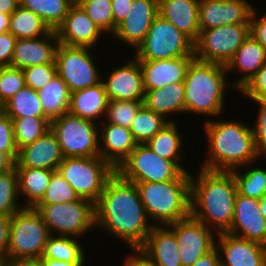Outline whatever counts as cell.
<instances>
[{
	"instance_id": "6da1fadb",
	"label": "cell",
	"mask_w": 266,
	"mask_h": 266,
	"mask_svg": "<svg viewBox=\"0 0 266 266\" xmlns=\"http://www.w3.org/2000/svg\"><path fill=\"white\" fill-rule=\"evenodd\" d=\"M95 230L99 228L130 249L140 248L154 226L150 223L136 183L115 172L94 204ZM126 243V244H125Z\"/></svg>"
},
{
	"instance_id": "7a4b0ae2",
	"label": "cell",
	"mask_w": 266,
	"mask_h": 266,
	"mask_svg": "<svg viewBox=\"0 0 266 266\" xmlns=\"http://www.w3.org/2000/svg\"><path fill=\"white\" fill-rule=\"evenodd\" d=\"M198 171L196 175L190 173V215L216 234L226 232L233 221L238 193L233 173L203 168Z\"/></svg>"
},
{
	"instance_id": "3957f363",
	"label": "cell",
	"mask_w": 266,
	"mask_h": 266,
	"mask_svg": "<svg viewBox=\"0 0 266 266\" xmlns=\"http://www.w3.org/2000/svg\"><path fill=\"white\" fill-rule=\"evenodd\" d=\"M207 138L206 157L201 168L231 171L261 159L256 151L252 126L239 120L203 121Z\"/></svg>"
},
{
	"instance_id": "277c9868",
	"label": "cell",
	"mask_w": 266,
	"mask_h": 266,
	"mask_svg": "<svg viewBox=\"0 0 266 266\" xmlns=\"http://www.w3.org/2000/svg\"><path fill=\"white\" fill-rule=\"evenodd\" d=\"M227 74L225 65L202 62L194 58L188 65L183 81L185 113L220 118V114L226 110V90L230 87L234 89L227 79Z\"/></svg>"
},
{
	"instance_id": "5b68a950",
	"label": "cell",
	"mask_w": 266,
	"mask_h": 266,
	"mask_svg": "<svg viewBox=\"0 0 266 266\" xmlns=\"http://www.w3.org/2000/svg\"><path fill=\"white\" fill-rule=\"evenodd\" d=\"M141 202L154 226H165L190 216V180L136 183Z\"/></svg>"
},
{
	"instance_id": "8992f818",
	"label": "cell",
	"mask_w": 266,
	"mask_h": 266,
	"mask_svg": "<svg viewBox=\"0 0 266 266\" xmlns=\"http://www.w3.org/2000/svg\"><path fill=\"white\" fill-rule=\"evenodd\" d=\"M50 236L48 227L33 207H24L10 217V261L38 260Z\"/></svg>"
},
{
	"instance_id": "52a82bcc",
	"label": "cell",
	"mask_w": 266,
	"mask_h": 266,
	"mask_svg": "<svg viewBox=\"0 0 266 266\" xmlns=\"http://www.w3.org/2000/svg\"><path fill=\"white\" fill-rule=\"evenodd\" d=\"M33 208L44 220L50 235L83 238L95 229L94 204L90 200L36 204Z\"/></svg>"
},
{
	"instance_id": "ba28073f",
	"label": "cell",
	"mask_w": 266,
	"mask_h": 266,
	"mask_svg": "<svg viewBox=\"0 0 266 266\" xmlns=\"http://www.w3.org/2000/svg\"><path fill=\"white\" fill-rule=\"evenodd\" d=\"M80 198L95 204L116 170L101 156L64 157L57 168Z\"/></svg>"
},
{
	"instance_id": "9c48e42d",
	"label": "cell",
	"mask_w": 266,
	"mask_h": 266,
	"mask_svg": "<svg viewBox=\"0 0 266 266\" xmlns=\"http://www.w3.org/2000/svg\"><path fill=\"white\" fill-rule=\"evenodd\" d=\"M116 172L132 183L190 180V172H184L174 161L160 157L147 144H137Z\"/></svg>"
},
{
	"instance_id": "30bf717a",
	"label": "cell",
	"mask_w": 266,
	"mask_h": 266,
	"mask_svg": "<svg viewBox=\"0 0 266 266\" xmlns=\"http://www.w3.org/2000/svg\"><path fill=\"white\" fill-rule=\"evenodd\" d=\"M138 60H165L194 56V43L172 23L157 15L146 38L135 50Z\"/></svg>"
},
{
	"instance_id": "8fae6325",
	"label": "cell",
	"mask_w": 266,
	"mask_h": 266,
	"mask_svg": "<svg viewBox=\"0 0 266 266\" xmlns=\"http://www.w3.org/2000/svg\"><path fill=\"white\" fill-rule=\"evenodd\" d=\"M64 157H93L99 154V123L69 112L50 121Z\"/></svg>"
},
{
	"instance_id": "7c38bea8",
	"label": "cell",
	"mask_w": 266,
	"mask_h": 266,
	"mask_svg": "<svg viewBox=\"0 0 266 266\" xmlns=\"http://www.w3.org/2000/svg\"><path fill=\"white\" fill-rule=\"evenodd\" d=\"M250 35V24H232L200 31L194 57L202 62L227 65Z\"/></svg>"
},
{
	"instance_id": "4fadbf2b",
	"label": "cell",
	"mask_w": 266,
	"mask_h": 266,
	"mask_svg": "<svg viewBox=\"0 0 266 266\" xmlns=\"http://www.w3.org/2000/svg\"><path fill=\"white\" fill-rule=\"evenodd\" d=\"M92 48L58 44L55 53L57 75L75 92L101 83L102 71L94 60ZM94 60V61H93ZM96 62V63H95Z\"/></svg>"
},
{
	"instance_id": "5bb4252c",
	"label": "cell",
	"mask_w": 266,
	"mask_h": 266,
	"mask_svg": "<svg viewBox=\"0 0 266 266\" xmlns=\"http://www.w3.org/2000/svg\"><path fill=\"white\" fill-rule=\"evenodd\" d=\"M167 226L175 234L182 266L193 265L216 247V232L191 215Z\"/></svg>"
},
{
	"instance_id": "9a60e30c",
	"label": "cell",
	"mask_w": 266,
	"mask_h": 266,
	"mask_svg": "<svg viewBox=\"0 0 266 266\" xmlns=\"http://www.w3.org/2000/svg\"><path fill=\"white\" fill-rule=\"evenodd\" d=\"M109 71L108 76L105 74L103 79L102 75L101 80L108 100L144 101L145 91L138 59L134 56L130 60L127 58L123 64Z\"/></svg>"
},
{
	"instance_id": "2e32d148",
	"label": "cell",
	"mask_w": 266,
	"mask_h": 266,
	"mask_svg": "<svg viewBox=\"0 0 266 266\" xmlns=\"http://www.w3.org/2000/svg\"><path fill=\"white\" fill-rule=\"evenodd\" d=\"M60 44L71 47H88L93 51L104 33L87 15L84 9L74 3L63 22L55 30Z\"/></svg>"
},
{
	"instance_id": "e0dca14e",
	"label": "cell",
	"mask_w": 266,
	"mask_h": 266,
	"mask_svg": "<svg viewBox=\"0 0 266 266\" xmlns=\"http://www.w3.org/2000/svg\"><path fill=\"white\" fill-rule=\"evenodd\" d=\"M248 0H200L199 29L249 23L253 5Z\"/></svg>"
},
{
	"instance_id": "ac0fdd59",
	"label": "cell",
	"mask_w": 266,
	"mask_h": 266,
	"mask_svg": "<svg viewBox=\"0 0 266 266\" xmlns=\"http://www.w3.org/2000/svg\"><path fill=\"white\" fill-rule=\"evenodd\" d=\"M158 15V0H134L126 18L111 36L135 51L146 38L148 30Z\"/></svg>"
},
{
	"instance_id": "d6986e66",
	"label": "cell",
	"mask_w": 266,
	"mask_h": 266,
	"mask_svg": "<svg viewBox=\"0 0 266 266\" xmlns=\"http://www.w3.org/2000/svg\"><path fill=\"white\" fill-rule=\"evenodd\" d=\"M226 232L266 246V218L259 209V200L237 193L233 221Z\"/></svg>"
},
{
	"instance_id": "ffe728a7",
	"label": "cell",
	"mask_w": 266,
	"mask_h": 266,
	"mask_svg": "<svg viewBox=\"0 0 266 266\" xmlns=\"http://www.w3.org/2000/svg\"><path fill=\"white\" fill-rule=\"evenodd\" d=\"M217 237L220 266H266V246L227 232L218 233Z\"/></svg>"
},
{
	"instance_id": "44dd1931",
	"label": "cell",
	"mask_w": 266,
	"mask_h": 266,
	"mask_svg": "<svg viewBox=\"0 0 266 266\" xmlns=\"http://www.w3.org/2000/svg\"><path fill=\"white\" fill-rule=\"evenodd\" d=\"M63 159L61 147L55 134L50 129L31 144L18 150L15 167L57 171Z\"/></svg>"
},
{
	"instance_id": "7402d4cb",
	"label": "cell",
	"mask_w": 266,
	"mask_h": 266,
	"mask_svg": "<svg viewBox=\"0 0 266 266\" xmlns=\"http://www.w3.org/2000/svg\"><path fill=\"white\" fill-rule=\"evenodd\" d=\"M194 56H182L165 60H139L144 91L183 82Z\"/></svg>"
},
{
	"instance_id": "603a6c76",
	"label": "cell",
	"mask_w": 266,
	"mask_h": 266,
	"mask_svg": "<svg viewBox=\"0 0 266 266\" xmlns=\"http://www.w3.org/2000/svg\"><path fill=\"white\" fill-rule=\"evenodd\" d=\"M137 144L130 129L105 121L99 122V154L115 170Z\"/></svg>"
},
{
	"instance_id": "cb8c5ba5",
	"label": "cell",
	"mask_w": 266,
	"mask_h": 266,
	"mask_svg": "<svg viewBox=\"0 0 266 266\" xmlns=\"http://www.w3.org/2000/svg\"><path fill=\"white\" fill-rule=\"evenodd\" d=\"M58 44L55 30L34 39H17L11 66L24 69L35 65L55 63Z\"/></svg>"
},
{
	"instance_id": "d4e9b609",
	"label": "cell",
	"mask_w": 266,
	"mask_h": 266,
	"mask_svg": "<svg viewBox=\"0 0 266 266\" xmlns=\"http://www.w3.org/2000/svg\"><path fill=\"white\" fill-rule=\"evenodd\" d=\"M200 0H158V14L172 23L193 43L200 35L199 29Z\"/></svg>"
},
{
	"instance_id": "484cf974",
	"label": "cell",
	"mask_w": 266,
	"mask_h": 266,
	"mask_svg": "<svg viewBox=\"0 0 266 266\" xmlns=\"http://www.w3.org/2000/svg\"><path fill=\"white\" fill-rule=\"evenodd\" d=\"M156 266H182L174 232L167 226H153L140 247Z\"/></svg>"
},
{
	"instance_id": "4316f807",
	"label": "cell",
	"mask_w": 266,
	"mask_h": 266,
	"mask_svg": "<svg viewBox=\"0 0 266 266\" xmlns=\"http://www.w3.org/2000/svg\"><path fill=\"white\" fill-rule=\"evenodd\" d=\"M266 62V49L251 35L238 48L233 58L227 63V73H242V76L231 82L237 91L251 79Z\"/></svg>"
},
{
	"instance_id": "83f0119b",
	"label": "cell",
	"mask_w": 266,
	"mask_h": 266,
	"mask_svg": "<svg viewBox=\"0 0 266 266\" xmlns=\"http://www.w3.org/2000/svg\"><path fill=\"white\" fill-rule=\"evenodd\" d=\"M108 98L103 83L71 92L68 112L96 123L105 117Z\"/></svg>"
},
{
	"instance_id": "f1b7e54d",
	"label": "cell",
	"mask_w": 266,
	"mask_h": 266,
	"mask_svg": "<svg viewBox=\"0 0 266 266\" xmlns=\"http://www.w3.org/2000/svg\"><path fill=\"white\" fill-rule=\"evenodd\" d=\"M185 85L184 82L168 84L165 87L145 92L144 105L156 114L174 122V114H185ZM170 115L171 118H170Z\"/></svg>"
},
{
	"instance_id": "f546056e",
	"label": "cell",
	"mask_w": 266,
	"mask_h": 266,
	"mask_svg": "<svg viewBox=\"0 0 266 266\" xmlns=\"http://www.w3.org/2000/svg\"><path fill=\"white\" fill-rule=\"evenodd\" d=\"M18 177V193L24 207H34L48 188L52 174L50 169L15 167Z\"/></svg>"
},
{
	"instance_id": "4dcf8cb0",
	"label": "cell",
	"mask_w": 266,
	"mask_h": 266,
	"mask_svg": "<svg viewBox=\"0 0 266 266\" xmlns=\"http://www.w3.org/2000/svg\"><path fill=\"white\" fill-rule=\"evenodd\" d=\"M178 124L176 121L169 122L145 144L160 157L174 161L184 172H189L185 164L184 167L180 164L183 161L185 144L182 139L184 133H180Z\"/></svg>"
},
{
	"instance_id": "1f68e13d",
	"label": "cell",
	"mask_w": 266,
	"mask_h": 266,
	"mask_svg": "<svg viewBox=\"0 0 266 266\" xmlns=\"http://www.w3.org/2000/svg\"><path fill=\"white\" fill-rule=\"evenodd\" d=\"M71 92L59 75L38 91L45 116L51 121L68 113Z\"/></svg>"
},
{
	"instance_id": "d6a6232c",
	"label": "cell",
	"mask_w": 266,
	"mask_h": 266,
	"mask_svg": "<svg viewBox=\"0 0 266 266\" xmlns=\"http://www.w3.org/2000/svg\"><path fill=\"white\" fill-rule=\"evenodd\" d=\"M51 29L31 10L18 5L10 15L9 30L17 39H34L48 34Z\"/></svg>"
},
{
	"instance_id": "836d02e7",
	"label": "cell",
	"mask_w": 266,
	"mask_h": 266,
	"mask_svg": "<svg viewBox=\"0 0 266 266\" xmlns=\"http://www.w3.org/2000/svg\"><path fill=\"white\" fill-rule=\"evenodd\" d=\"M81 238L50 235L41 258H52L71 263H87ZM84 249V250H83ZM86 261V262H85Z\"/></svg>"
},
{
	"instance_id": "e575fe53",
	"label": "cell",
	"mask_w": 266,
	"mask_h": 266,
	"mask_svg": "<svg viewBox=\"0 0 266 266\" xmlns=\"http://www.w3.org/2000/svg\"><path fill=\"white\" fill-rule=\"evenodd\" d=\"M1 109L11 118L21 117H46L38 91L24 86L12 98H10Z\"/></svg>"
},
{
	"instance_id": "d590c367",
	"label": "cell",
	"mask_w": 266,
	"mask_h": 266,
	"mask_svg": "<svg viewBox=\"0 0 266 266\" xmlns=\"http://www.w3.org/2000/svg\"><path fill=\"white\" fill-rule=\"evenodd\" d=\"M73 4L72 0H19V5L39 16L51 30L63 22Z\"/></svg>"
},
{
	"instance_id": "8d00e7d4",
	"label": "cell",
	"mask_w": 266,
	"mask_h": 266,
	"mask_svg": "<svg viewBox=\"0 0 266 266\" xmlns=\"http://www.w3.org/2000/svg\"><path fill=\"white\" fill-rule=\"evenodd\" d=\"M251 165V163L246 165L247 168L242 166L245 171H239L237 168L231 172L235 178L239 194L260 200L266 195V168Z\"/></svg>"
},
{
	"instance_id": "74e56055",
	"label": "cell",
	"mask_w": 266,
	"mask_h": 266,
	"mask_svg": "<svg viewBox=\"0 0 266 266\" xmlns=\"http://www.w3.org/2000/svg\"><path fill=\"white\" fill-rule=\"evenodd\" d=\"M169 121L143 105L130 125V130L138 144H145L153 138Z\"/></svg>"
},
{
	"instance_id": "f35d334b",
	"label": "cell",
	"mask_w": 266,
	"mask_h": 266,
	"mask_svg": "<svg viewBox=\"0 0 266 266\" xmlns=\"http://www.w3.org/2000/svg\"><path fill=\"white\" fill-rule=\"evenodd\" d=\"M13 122L14 141L19 150L50 130V120L47 117H21L11 119Z\"/></svg>"
},
{
	"instance_id": "ab89813d",
	"label": "cell",
	"mask_w": 266,
	"mask_h": 266,
	"mask_svg": "<svg viewBox=\"0 0 266 266\" xmlns=\"http://www.w3.org/2000/svg\"><path fill=\"white\" fill-rule=\"evenodd\" d=\"M21 202L16 169L0 174V215L11 217L24 208Z\"/></svg>"
},
{
	"instance_id": "60d3db41",
	"label": "cell",
	"mask_w": 266,
	"mask_h": 266,
	"mask_svg": "<svg viewBox=\"0 0 266 266\" xmlns=\"http://www.w3.org/2000/svg\"><path fill=\"white\" fill-rule=\"evenodd\" d=\"M143 105L144 101L108 100L103 121L129 129Z\"/></svg>"
},
{
	"instance_id": "b9f144b4",
	"label": "cell",
	"mask_w": 266,
	"mask_h": 266,
	"mask_svg": "<svg viewBox=\"0 0 266 266\" xmlns=\"http://www.w3.org/2000/svg\"><path fill=\"white\" fill-rule=\"evenodd\" d=\"M93 20V22L107 35H113V14L111 0H79L77 2Z\"/></svg>"
},
{
	"instance_id": "7bdbcfd3",
	"label": "cell",
	"mask_w": 266,
	"mask_h": 266,
	"mask_svg": "<svg viewBox=\"0 0 266 266\" xmlns=\"http://www.w3.org/2000/svg\"><path fill=\"white\" fill-rule=\"evenodd\" d=\"M80 197L70 184L55 171L50 179L48 188L42 199L37 204H53L59 202H72L79 200Z\"/></svg>"
},
{
	"instance_id": "ee69618b",
	"label": "cell",
	"mask_w": 266,
	"mask_h": 266,
	"mask_svg": "<svg viewBox=\"0 0 266 266\" xmlns=\"http://www.w3.org/2000/svg\"><path fill=\"white\" fill-rule=\"evenodd\" d=\"M25 86L22 69L0 67V108Z\"/></svg>"
},
{
	"instance_id": "f6af8a7d",
	"label": "cell",
	"mask_w": 266,
	"mask_h": 266,
	"mask_svg": "<svg viewBox=\"0 0 266 266\" xmlns=\"http://www.w3.org/2000/svg\"><path fill=\"white\" fill-rule=\"evenodd\" d=\"M25 79V85L35 91H39L47 86L57 75L55 63L30 66L22 69Z\"/></svg>"
},
{
	"instance_id": "bcb514c9",
	"label": "cell",
	"mask_w": 266,
	"mask_h": 266,
	"mask_svg": "<svg viewBox=\"0 0 266 266\" xmlns=\"http://www.w3.org/2000/svg\"><path fill=\"white\" fill-rule=\"evenodd\" d=\"M256 103L258 107V114L255 118V122L251 123L253 133H254V142L258 156H262L263 159H266V105L260 103L258 100L251 101Z\"/></svg>"
},
{
	"instance_id": "7dc6e473",
	"label": "cell",
	"mask_w": 266,
	"mask_h": 266,
	"mask_svg": "<svg viewBox=\"0 0 266 266\" xmlns=\"http://www.w3.org/2000/svg\"><path fill=\"white\" fill-rule=\"evenodd\" d=\"M0 151L8 153L15 161L18 155L14 141L13 122L0 108Z\"/></svg>"
},
{
	"instance_id": "c3c4849f",
	"label": "cell",
	"mask_w": 266,
	"mask_h": 266,
	"mask_svg": "<svg viewBox=\"0 0 266 266\" xmlns=\"http://www.w3.org/2000/svg\"><path fill=\"white\" fill-rule=\"evenodd\" d=\"M238 92L247 97L249 101L257 100L266 92V62L259 68L256 74L238 90Z\"/></svg>"
},
{
	"instance_id": "681fc988",
	"label": "cell",
	"mask_w": 266,
	"mask_h": 266,
	"mask_svg": "<svg viewBox=\"0 0 266 266\" xmlns=\"http://www.w3.org/2000/svg\"><path fill=\"white\" fill-rule=\"evenodd\" d=\"M249 24L250 35L266 49V13L258 17L257 9L253 7Z\"/></svg>"
},
{
	"instance_id": "f907efd6",
	"label": "cell",
	"mask_w": 266,
	"mask_h": 266,
	"mask_svg": "<svg viewBox=\"0 0 266 266\" xmlns=\"http://www.w3.org/2000/svg\"><path fill=\"white\" fill-rule=\"evenodd\" d=\"M16 40L10 32L0 34V67L11 66Z\"/></svg>"
},
{
	"instance_id": "816d5d0a",
	"label": "cell",
	"mask_w": 266,
	"mask_h": 266,
	"mask_svg": "<svg viewBox=\"0 0 266 266\" xmlns=\"http://www.w3.org/2000/svg\"><path fill=\"white\" fill-rule=\"evenodd\" d=\"M134 0H111L113 14V34L116 27L126 18Z\"/></svg>"
},
{
	"instance_id": "f5cc1de1",
	"label": "cell",
	"mask_w": 266,
	"mask_h": 266,
	"mask_svg": "<svg viewBox=\"0 0 266 266\" xmlns=\"http://www.w3.org/2000/svg\"><path fill=\"white\" fill-rule=\"evenodd\" d=\"M132 253L126 255L123 266H156L140 248L131 249Z\"/></svg>"
},
{
	"instance_id": "db71d44e",
	"label": "cell",
	"mask_w": 266,
	"mask_h": 266,
	"mask_svg": "<svg viewBox=\"0 0 266 266\" xmlns=\"http://www.w3.org/2000/svg\"><path fill=\"white\" fill-rule=\"evenodd\" d=\"M10 241V217L0 215V252L7 254Z\"/></svg>"
},
{
	"instance_id": "11a10c76",
	"label": "cell",
	"mask_w": 266,
	"mask_h": 266,
	"mask_svg": "<svg viewBox=\"0 0 266 266\" xmlns=\"http://www.w3.org/2000/svg\"><path fill=\"white\" fill-rule=\"evenodd\" d=\"M191 266H220V254L218 249L215 247L213 250L208 252L206 255L199 258Z\"/></svg>"
},
{
	"instance_id": "9f6ffc18",
	"label": "cell",
	"mask_w": 266,
	"mask_h": 266,
	"mask_svg": "<svg viewBox=\"0 0 266 266\" xmlns=\"http://www.w3.org/2000/svg\"><path fill=\"white\" fill-rule=\"evenodd\" d=\"M16 161L5 152L0 151V174L15 168Z\"/></svg>"
},
{
	"instance_id": "6f0895ef",
	"label": "cell",
	"mask_w": 266,
	"mask_h": 266,
	"mask_svg": "<svg viewBox=\"0 0 266 266\" xmlns=\"http://www.w3.org/2000/svg\"><path fill=\"white\" fill-rule=\"evenodd\" d=\"M19 5V0H0V12L11 15Z\"/></svg>"
},
{
	"instance_id": "680465c9",
	"label": "cell",
	"mask_w": 266,
	"mask_h": 266,
	"mask_svg": "<svg viewBox=\"0 0 266 266\" xmlns=\"http://www.w3.org/2000/svg\"><path fill=\"white\" fill-rule=\"evenodd\" d=\"M43 266H85L84 263H71L65 261H59L52 258H40Z\"/></svg>"
},
{
	"instance_id": "91938a15",
	"label": "cell",
	"mask_w": 266,
	"mask_h": 266,
	"mask_svg": "<svg viewBox=\"0 0 266 266\" xmlns=\"http://www.w3.org/2000/svg\"><path fill=\"white\" fill-rule=\"evenodd\" d=\"M10 266H43L38 260H14L11 261Z\"/></svg>"
},
{
	"instance_id": "94428289",
	"label": "cell",
	"mask_w": 266,
	"mask_h": 266,
	"mask_svg": "<svg viewBox=\"0 0 266 266\" xmlns=\"http://www.w3.org/2000/svg\"><path fill=\"white\" fill-rule=\"evenodd\" d=\"M9 19H10V15L0 12V34L8 32Z\"/></svg>"
},
{
	"instance_id": "6125c7cd",
	"label": "cell",
	"mask_w": 266,
	"mask_h": 266,
	"mask_svg": "<svg viewBox=\"0 0 266 266\" xmlns=\"http://www.w3.org/2000/svg\"><path fill=\"white\" fill-rule=\"evenodd\" d=\"M259 209L261 214L266 218V195L259 200Z\"/></svg>"
},
{
	"instance_id": "be15d7a7",
	"label": "cell",
	"mask_w": 266,
	"mask_h": 266,
	"mask_svg": "<svg viewBox=\"0 0 266 266\" xmlns=\"http://www.w3.org/2000/svg\"><path fill=\"white\" fill-rule=\"evenodd\" d=\"M10 263L8 255L0 252V266H10Z\"/></svg>"
},
{
	"instance_id": "e7e4bbea",
	"label": "cell",
	"mask_w": 266,
	"mask_h": 266,
	"mask_svg": "<svg viewBox=\"0 0 266 266\" xmlns=\"http://www.w3.org/2000/svg\"><path fill=\"white\" fill-rule=\"evenodd\" d=\"M260 103L266 105V92L263 93L258 99H257Z\"/></svg>"
}]
</instances>
